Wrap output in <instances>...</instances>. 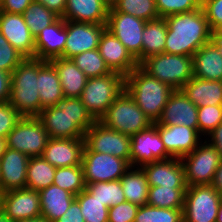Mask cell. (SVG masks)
Segmentation results:
<instances>
[{
	"instance_id": "cell-23",
	"label": "cell",
	"mask_w": 222,
	"mask_h": 222,
	"mask_svg": "<svg viewBox=\"0 0 222 222\" xmlns=\"http://www.w3.org/2000/svg\"><path fill=\"white\" fill-rule=\"evenodd\" d=\"M84 138H50L42 157L54 167L82 165Z\"/></svg>"
},
{
	"instance_id": "cell-28",
	"label": "cell",
	"mask_w": 222,
	"mask_h": 222,
	"mask_svg": "<svg viewBox=\"0 0 222 222\" xmlns=\"http://www.w3.org/2000/svg\"><path fill=\"white\" fill-rule=\"evenodd\" d=\"M180 90L197 107L222 105V81L193 77Z\"/></svg>"
},
{
	"instance_id": "cell-8",
	"label": "cell",
	"mask_w": 222,
	"mask_h": 222,
	"mask_svg": "<svg viewBox=\"0 0 222 222\" xmlns=\"http://www.w3.org/2000/svg\"><path fill=\"white\" fill-rule=\"evenodd\" d=\"M222 196L211 185L187 186L184 195V222H216Z\"/></svg>"
},
{
	"instance_id": "cell-6",
	"label": "cell",
	"mask_w": 222,
	"mask_h": 222,
	"mask_svg": "<svg viewBox=\"0 0 222 222\" xmlns=\"http://www.w3.org/2000/svg\"><path fill=\"white\" fill-rule=\"evenodd\" d=\"M125 90V76L119 72L87 79L80 99L92 117L99 121L113 101Z\"/></svg>"
},
{
	"instance_id": "cell-43",
	"label": "cell",
	"mask_w": 222,
	"mask_h": 222,
	"mask_svg": "<svg viewBox=\"0 0 222 222\" xmlns=\"http://www.w3.org/2000/svg\"><path fill=\"white\" fill-rule=\"evenodd\" d=\"M160 18L173 14H180L197 10L201 7V0H155Z\"/></svg>"
},
{
	"instance_id": "cell-10",
	"label": "cell",
	"mask_w": 222,
	"mask_h": 222,
	"mask_svg": "<svg viewBox=\"0 0 222 222\" xmlns=\"http://www.w3.org/2000/svg\"><path fill=\"white\" fill-rule=\"evenodd\" d=\"M187 186L211 185L221 162L216 148L205 139L188 155L181 158Z\"/></svg>"
},
{
	"instance_id": "cell-15",
	"label": "cell",
	"mask_w": 222,
	"mask_h": 222,
	"mask_svg": "<svg viewBox=\"0 0 222 222\" xmlns=\"http://www.w3.org/2000/svg\"><path fill=\"white\" fill-rule=\"evenodd\" d=\"M67 40L64 58L71 59L85 51L98 49L101 36L107 29L106 24H93L65 20Z\"/></svg>"
},
{
	"instance_id": "cell-55",
	"label": "cell",
	"mask_w": 222,
	"mask_h": 222,
	"mask_svg": "<svg viewBox=\"0 0 222 222\" xmlns=\"http://www.w3.org/2000/svg\"><path fill=\"white\" fill-rule=\"evenodd\" d=\"M13 222H49V221L46 220L44 217L40 216V217L33 218V219L16 220Z\"/></svg>"
},
{
	"instance_id": "cell-34",
	"label": "cell",
	"mask_w": 222,
	"mask_h": 222,
	"mask_svg": "<svg viewBox=\"0 0 222 222\" xmlns=\"http://www.w3.org/2000/svg\"><path fill=\"white\" fill-rule=\"evenodd\" d=\"M186 188L149 186L147 205L158 208L183 209Z\"/></svg>"
},
{
	"instance_id": "cell-29",
	"label": "cell",
	"mask_w": 222,
	"mask_h": 222,
	"mask_svg": "<svg viewBox=\"0 0 222 222\" xmlns=\"http://www.w3.org/2000/svg\"><path fill=\"white\" fill-rule=\"evenodd\" d=\"M41 216L49 222L57 221L63 216L76 196L55 184L39 191Z\"/></svg>"
},
{
	"instance_id": "cell-46",
	"label": "cell",
	"mask_w": 222,
	"mask_h": 222,
	"mask_svg": "<svg viewBox=\"0 0 222 222\" xmlns=\"http://www.w3.org/2000/svg\"><path fill=\"white\" fill-rule=\"evenodd\" d=\"M21 118L22 116L9 102L0 103V137L6 139Z\"/></svg>"
},
{
	"instance_id": "cell-40",
	"label": "cell",
	"mask_w": 222,
	"mask_h": 222,
	"mask_svg": "<svg viewBox=\"0 0 222 222\" xmlns=\"http://www.w3.org/2000/svg\"><path fill=\"white\" fill-rule=\"evenodd\" d=\"M85 222H108L109 208L93 198L85 189L76 195Z\"/></svg>"
},
{
	"instance_id": "cell-37",
	"label": "cell",
	"mask_w": 222,
	"mask_h": 222,
	"mask_svg": "<svg viewBox=\"0 0 222 222\" xmlns=\"http://www.w3.org/2000/svg\"><path fill=\"white\" fill-rule=\"evenodd\" d=\"M53 184L75 196L78 195L86 187L82 165L56 168Z\"/></svg>"
},
{
	"instance_id": "cell-9",
	"label": "cell",
	"mask_w": 222,
	"mask_h": 222,
	"mask_svg": "<svg viewBox=\"0 0 222 222\" xmlns=\"http://www.w3.org/2000/svg\"><path fill=\"white\" fill-rule=\"evenodd\" d=\"M50 137L37 117H22L6 138L7 148L41 157Z\"/></svg>"
},
{
	"instance_id": "cell-57",
	"label": "cell",
	"mask_w": 222,
	"mask_h": 222,
	"mask_svg": "<svg viewBox=\"0 0 222 222\" xmlns=\"http://www.w3.org/2000/svg\"><path fill=\"white\" fill-rule=\"evenodd\" d=\"M0 222H13V221L1 211L0 212Z\"/></svg>"
},
{
	"instance_id": "cell-32",
	"label": "cell",
	"mask_w": 222,
	"mask_h": 222,
	"mask_svg": "<svg viewBox=\"0 0 222 222\" xmlns=\"http://www.w3.org/2000/svg\"><path fill=\"white\" fill-rule=\"evenodd\" d=\"M126 201L143 206L147 204L149 184L141 167L131 168L120 178Z\"/></svg>"
},
{
	"instance_id": "cell-11",
	"label": "cell",
	"mask_w": 222,
	"mask_h": 222,
	"mask_svg": "<svg viewBox=\"0 0 222 222\" xmlns=\"http://www.w3.org/2000/svg\"><path fill=\"white\" fill-rule=\"evenodd\" d=\"M83 151L110 154L130 163L131 136L117 132L96 121L84 135Z\"/></svg>"
},
{
	"instance_id": "cell-17",
	"label": "cell",
	"mask_w": 222,
	"mask_h": 222,
	"mask_svg": "<svg viewBox=\"0 0 222 222\" xmlns=\"http://www.w3.org/2000/svg\"><path fill=\"white\" fill-rule=\"evenodd\" d=\"M0 32L24 58H35V37L23 14L0 11Z\"/></svg>"
},
{
	"instance_id": "cell-2",
	"label": "cell",
	"mask_w": 222,
	"mask_h": 222,
	"mask_svg": "<svg viewBox=\"0 0 222 222\" xmlns=\"http://www.w3.org/2000/svg\"><path fill=\"white\" fill-rule=\"evenodd\" d=\"M37 118L50 138H84L85 132L96 122L80 98H63L54 106L41 110Z\"/></svg>"
},
{
	"instance_id": "cell-48",
	"label": "cell",
	"mask_w": 222,
	"mask_h": 222,
	"mask_svg": "<svg viewBox=\"0 0 222 222\" xmlns=\"http://www.w3.org/2000/svg\"><path fill=\"white\" fill-rule=\"evenodd\" d=\"M33 0H0V11L23 14Z\"/></svg>"
},
{
	"instance_id": "cell-14",
	"label": "cell",
	"mask_w": 222,
	"mask_h": 222,
	"mask_svg": "<svg viewBox=\"0 0 222 222\" xmlns=\"http://www.w3.org/2000/svg\"><path fill=\"white\" fill-rule=\"evenodd\" d=\"M170 158L173 157L166 151L155 122L148 129L131 136V166L142 167L145 164Z\"/></svg>"
},
{
	"instance_id": "cell-39",
	"label": "cell",
	"mask_w": 222,
	"mask_h": 222,
	"mask_svg": "<svg viewBox=\"0 0 222 222\" xmlns=\"http://www.w3.org/2000/svg\"><path fill=\"white\" fill-rule=\"evenodd\" d=\"M112 8L117 12L130 14L144 21L160 18L155 0H117Z\"/></svg>"
},
{
	"instance_id": "cell-51",
	"label": "cell",
	"mask_w": 222,
	"mask_h": 222,
	"mask_svg": "<svg viewBox=\"0 0 222 222\" xmlns=\"http://www.w3.org/2000/svg\"><path fill=\"white\" fill-rule=\"evenodd\" d=\"M205 140L218 151L222 161V123H220L211 133H209Z\"/></svg>"
},
{
	"instance_id": "cell-24",
	"label": "cell",
	"mask_w": 222,
	"mask_h": 222,
	"mask_svg": "<svg viewBox=\"0 0 222 222\" xmlns=\"http://www.w3.org/2000/svg\"><path fill=\"white\" fill-rule=\"evenodd\" d=\"M141 168L147 176L149 186L187 187L180 158L152 162Z\"/></svg>"
},
{
	"instance_id": "cell-49",
	"label": "cell",
	"mask_w": 222,
	"mask_h": 222,
	"mask_svg": "<svg viewBox=\"0 0 222 222\" xmlns=\"http://www.w3.org/2000/svg\"><path fill=\"white\" fill-rule=\"evenodd\" d=\"M55 222H85L79 203L74 200L67 212Z\"/></svg>"
},
{
	"instance_id": "cell-18",
	"label": "cell",
	"mask_w": 222,
	"mask_h": 222,
	"mask_svg": "<svg viewBox=\"0 0 222 222\" xmlns=\"http://www.w3.org/2000/svg\"><path fill=\"white\" fill-rule=\"evenodd\" d=\"M157 131L173 158L181 159L190 154L204 140L196 129L183 125L157 124Z\"/></svg>"
},
{
	"instance_id": "cell-47",
	"label": "cell",
	"mask_w": 222,
	"mask_h": 222,
	"mask_svg": "<svg viewBox=\"0 0 222 222\" xmlns=\"http://www.w3.org/2000/svg\"><path fill=\"white\" fill-rule=\"evenodd\" d=\"M139 206L125 201L109 208L108 222H134Z\"/></svg>"
},
{
	"instance_id": "cell-36",
	"label": "cell",
	"mask_w": 222,
	"mask_h": 222,
	"mask_svg": "<svg viewBox=\"0 0 222 222\" xmlns=\"http://www.w3.org/2000/svg\"><path fill=\"white\" fill-rule=\"evenodd\" d=\"M23 16L27 27L34 37H36L45 27L51 25L59 18V16L53 11L48 10L43 4L34 0L26 8Z\"/></svg>"
},
{
	"instance_id": "cell-26",
	"label": "cell",
	"mask_w": 222,
	"mask_h": 222,
	"mask_svg": "<svg viewBox=\"0 0 222 222\" xmlns=\"http://www.w3.org/2000/svg\"><path fill=\"white\" fill-rule=\"evenodd\" d=\"M193 75L199 79L222 81V56L210 41L192 56Z\"/></svg>"
},
{
	"instance_id": "cell-3",
	"label": "cell",
	"mask_w": 222,
	"mask_h": 222,
	"mask_svg": "<svg viewBox=\"0 0 222 222\" xmlns=\"http://www.w3.org/2000/svg\"><path fill=\"white\" fill-rule=\"evenodd\" d=\"M125 91L154 123L161 117L163 108L175 89L151 77L138 66L125 76Z\"/></svg>"
},
{
	"instance_id": "cell-58",
	"label": "cell",
	"mask_w": 222,
	"mask_h": 222,
	"mask_svg": "<svg viewBox=\"0 0 222 222\" xmlns=\"http://www.w3.org/2000/svg\"><path fill=\"white\" fill-rule=\"evenodd\" d=\"M216 222H222V203H221V205L219 206V209H218V215H217Z\"/></svg>"
},
{
	"instance_id": "cell-52",
	"label": "cell",
	"mask_w": 222,
	"mask_h": 222,
	"mask_svg": "<svg viewBox=\"0 0 222 222\" xmlns=\"http://www.w3.org/2000/svg\"><path fill=\"white\" fill-rule=\"evenodd\" d=\"M43 4L48 10L53 11L59 17H63L66 9V0H34Z\"/></svg>"
},
{
	"instance_id": "cell-59",
	"label": "cell",
	"mask_w": 222,
	"mask_h": 222,
	"mask_svg": "<svg viewBox=\"0 0 222 222\" xmlns=\"http://www.w3.org/2000/svg\"><path fill=\"white\" fill-rule=\"evenodd\" d=\"M105 4H107L110 7H112L116 2L117 0H102Z\"/></svg>"
},
{
	"instance_id": "cell-5",
	"label": "cell",
	"mask_w": 222,
	"mask_h": 222,
	"mask_svg": "<svg viewBox=\"0 0 222 222\" xmlns=\"http://www.w3.org/2000/svg\"><path fill=\"white\" fill-rule=\"evenodd\" d=\"M139 67L151 77L180 90L194 77L192 57L160 53L149 56L139 63Z\"/></svg>"
},
{
	"instance_id": "cell-21",
	"label": "cell",
	"mask_w": 222,
	"mask_h": 222,
	"mask_svg": "<svg viewBox=\"0 0 222 222\" xmlns=\"http://www.w3.org/2000/svg\"><path fill=\"white\" fill-rule=\"evenodd\" d=\"M98 50L109 69L123 76L130 74L139 66L127 48L107 29L101 36Z\"/></svg>"
},
{
	"instance_id": "cell-60",
	"label": "cell",
	"mask_w": 222,
	"mask_h": 222,
	"mask_svg": "<svg viewBox=\"0 0 222 222\" xmlns=\"http://www.w3.org/2000/svg\"><path fill=\"white\" fill-rule=\"evenodd\" d=\"M0 212H1V193H0Z\"/></svg>"
},
{
	"instance_id": "cell-44",
	"label": "cell",
	"mask_w": 222,
	"mask_h": 222,
	"mask_svg": "<svg viewBox=\"0 0 222 222\" xmlns=\"http://www.w3.org/2000/svg\"><path fill=\"white\" fill-rule=\"evenodd\" d=\"M24 59L0 32V70L11 74Z\"/></svg>"
},
{
	"instance_id": "cell-30",
	"label": "cell",
	"mask_w": 222,
	"mask_h": 222,
	"mask_svg": "<svg viewBox=\"0 0 222 222\" xmlns=\"http://www.w3.org/2000/svg\"><path fill=\"white\" fill-rule=\"evenodd\" d=\"M56 69L65 98H80L88 77L72 59L56 58L49 61Z\"/></svg>"
},
{
	"instance_id": "cell-12",
	"label": "cell",
	"mask_w": 222,
	"mask_h": 222,
	"mask_svg": "<svg viewBox=\"0 0 222 222\" xmlns=\"http://www.w3.org/2000/svg\"><path fill=\"white\" fill-rule=\"evenodd\" d=\"M82 167L86 184L119 180L130 168L128 161L110 154L83 151Z\"/></svg>"
},
{
	"instance_id": "cell-42",
	"label": "cell",
	"mask_w": 222,
	"mask_h": 222,
	"mask_svg": "<svg viewBox=\"0 0 222 222\" xmlns=\"http://www.w3.org/2000/svg\"><path fill=\"white\" fill-rule=\"evenodd\" d=\"M198 132L203 139L222 123V105L198 107Z\"/></svg>"
},
{
	"instance_id": "cell-16",
	"label": "cell",
	"mask_w": 222,
	"mask_h": 222,
	"mask_svg": "<svg viewBox=\"0 0 222 222\" xmlns=\"http://www.w3.org/2000/svg\"><path fill=\"white\" fill-rule=\"evenodd\" d=\"M1 211L12 221L40 217L39 191L23 188L1 193Z\"/></svg>"
},
{
	"instance_id": "cell-54",
	"label": "cell",
	"mask_w": 222,
	"mask_h": 222,
	"mask_svg": "<svg viewBox=\"0 0 222 222\" xmlns=\"http://www.w3.org/2000/svg\"><path fill=\"white\" fill-rule=\"evenodd\" d=\"M211 41L216 45L222 56V31L212 33Z\"/></svg>"
},
{
	"instance_id": "cell-20",
	"label": "cell",
	"mask_w": 222,
	"mask_h": 222,
	"mask_svg": "<svg viewBox=\"0 0 222 222\" xmlns=\"http://www.w3.org/2000/svg\"><path fill=\"white\" fill-rule=\"evenodd\" d=\"M198 107L181 90H175L163 108L156 124L183 125L198 131Z\"/></svg>"
},
{
	"instance_id": "cell-53",
	"label": "cell",
	"mask_w": 222,
	"mask_h": 222,
	"mask_svg": "<svg viewBox=\"0 0 222 222\" xmlns=\"http://www.w3.org/2000/svg\"><path fill=\"white\" fill-rule=\"evenodd\" d=\"M211 186L222 196V161L214 173Z\"/></svg>"
},
{
	"instance_id": "cell-25",
	"label": "cell",
	"mask_w": 222,
	"mask_h": 222,
	"mask_svg": "<svg viewBox=\"0 0 222 222\" xmlns=\"http://www.w3.org/2000/svg\"><path fill=\"white\" fill-rule=\"evenodd\" d=\"M109 6L102 0H66L63 19L67 21L107 24Z\"/></svg>"
},
{
	"instance_id": "cell-1",
	"label": "cell",
	"mask_w": 222,
	"mask_h": 222,
	"mask_svg": "<svg viewBox=\"0 0 222 222\" xmlns=\"http://www.w3.org/2000/svg\"><path fill=\"white\" fill-rule=\"evenodd\" d=\"M165 21L167 23L165 53L192 57L202 46L211 41L213 32L202 7L167 16Z\"/></svg>"
},
{
	"instance_id": "cell-7",
	"label": "cell",
	"mask_w": 222,
	"mask_h": 222,
	"mask_svg": "<svg viewBox=\"0 0 222 222\" xmlns=\"http://www.w3.org/2000/svg\"><path fill=\"white\" fill-rule=\"evenodd\" d=\"M99 122L129 136L153 125V121L144 114L125 90L108 107Z\"/></svg>"
},
{
	"instance_id": "cell-56",
	"label": "cell",
	"mask_w": 222,
	"mask_h": 222,
	"mask_svg": "<svg viewBox=\"0 0 222 222\" xmlns=\"http://www.w3.org/2000/svg\"><path fill=\"white\" fill-rule=\"evenodd\" d=\"M6 148H7L6 139L0 137V158L3 156Z\"/></svg>"
},
{
	"instance_id": "cell-22",
	"label": "cell",
	"mask_w": 222,
	"mask_h": 222,
	"mask_svg": "<svg viewBox=\"0 0 222 222\" xmlns=\"http://www.w3.org/2000/svg\"><path fill=\"white\" fill-rule=\"evenodd\" d=\"M66 40L67 29L65 27V20L59 17L35 37V58L44 61L64 58Z\"/></svg>"
},
{
	"instance_id": "cell-35",
	"label": "cell",
	"mask_w": 222,
	"mask_h": 222,
	"mask_svg": "<svg viewBox=\"0 0 222 222\" xmlns=\"http://www.w3.org/2000/svg\"><path fill=\"white\" fill-rule=\"evenodd\" d=\"M85 190L93 198L102 202L105 207L110 208L126 201L120 179L108 182H95L86 184Z\"/></svg>"
},
{
	"instance_id": "cell-33",
	"label": "cell",
	"mask_w": 222,
	"mask_h": 222,
	"mask_svg": "<svg viewBox=\"0 0 222 222\" xmlns=\"http://www.w3.org/2000/svg\"><path fill=\"white\" fill-rule=\"evenodd\" d=\"M56 167L42 156L29 158L26 175V188L40 191L53 184Z\"/></svg>"
},
{
	"instance_id": "cell-13",
	"label": "cell",
	"mask_w": 222,
	"mask_h": 222,
	"mask_svg": "<svg viewBox=\"0 0 222 222\" xmlns=\"http://www.w3.org/2000/svg\"><path fill=\"white\" fill-rule=\"evenodd\" d=\"M146 22L110 7L106 27L137 59L142 54V33Z\"/></svg>"
},
{
	"instance_id": "cell-45",
	"label": "cell",
	"mask_w": 222,
	"mask_h": 222,
	"mask_svg": "<svg viewBox=\"0 0 222 222\" xmlns=\"http://www.w3.org/2000/svg\"><path fill=\"white\" fill-rule=\"evenodd\" d=\"M201 7L211 31H222V0H201Z\"/></svg>"
},
{
	"instance_id": "cell-31",
	"label": "cell",
	"mask_w": 222,
	"mask_h": 222,
	"mask_svg": "<svg viewBox=\"0 0 222 222\" xmlns=\"http://www.w3.org/2000/svg\"><path fill=\"white\" fill-rule=\"evenodd\" d=\"M167 23L165 18L147 21L142 33V54L136 59L140 63L145 58L165 52Z\"/></svg>"
},
{
	"instance_id": "cell-41",
	"label": "cell",
	"mask_w": 222,
	"mask_h": 222,
	"mask_svg": "<svg viewBox=\"0 0 222 222\" xmlns=\"http://www.w3.org/2000/svg\"><path fill=\"white\" fill-rule=\"evenodd\" d=\"M183 209L158 208L150 205L139 206L134 222H182Z\"/></svg>"
},
{
	"instance_id": "cell-19",
	"label": "cell",
	"mask_w": 222,
	"mask_h": 222,
	"mask_svg": "<svg viewBox=\"0 0 222 222\" xmlns=\"http://www.w3.org/2000/svg\"><path fill=\"white\" fill-rule=\"evenodd\" d=\"M29 157L20 151L6 148L0 158V193L26 188Z\"/></svg>"
},
{
	"instance_id": "cell-50",
	"label": "cell",
	"mask_w": 222,
	"mask_h": 222,
	"mask_svg": "<svg viewBox=\"0 0 222 222\" xmlns=\"http://www.w3.org/2000/svg\"><path fill=\"white\" fill-rule=\"evenodd\" d=\"M11 89V74L0 70V103L8 102Z\"/></svg>"
},
{
	"instance_id": "cell-27",
	"label": "cell",
	"mask_w": 222,
	"mask_h": 222,
	"mask_svg": "<svg viewBox=\"0 0 222 222\" xmlns=\"http://www.w3.org/2000/svg\"><path fill=\"white\" fill-rule=\"evenodd\" d=\"M38 90L40 112L44 108L54 106L59 100L64 98L55 67L49 61L40 59H38Z\"/></svg>"
},
{
	"instance_id": "cell-4",
	"label": "cell",
	"mask_w": 222,
	"mask_h": 222,
	"mask_svg": "<svg viewBox=\"0 0 222 222\" xmlns=\"http://www.w3.org/2000/svg\"><path fill=\"white\" fill-rule=\"evenodd\" d=\"M8 102L22 117H37L40 114L38 59L25 58L11 73Z\"/></svg>"
},
{
	"instance_id": "cell-38",
	"label": "cell",
	"mask_w": 222,
	"mask_h": 222,
	"mask_svg": "<svg viewBox=\"0 0 222 222\" xmlns=\"http://www.w3.org/2000/svg\"><path fill=\"white\" fill-rule=\"evenodd\" d=\"M76 66L88 77H101L112 71L106 65L98 49L85 51L71 58Z\"/></svg>"
}]
</instances>
